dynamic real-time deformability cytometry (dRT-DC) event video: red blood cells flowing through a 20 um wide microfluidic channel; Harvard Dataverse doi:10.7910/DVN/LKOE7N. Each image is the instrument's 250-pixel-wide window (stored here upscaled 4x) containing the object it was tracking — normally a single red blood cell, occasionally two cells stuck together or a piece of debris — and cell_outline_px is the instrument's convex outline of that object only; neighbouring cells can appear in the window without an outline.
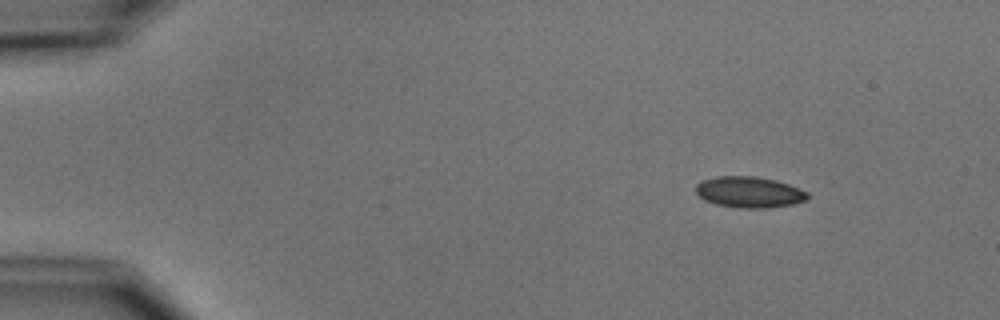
{"species": "common noctule bat (a hibernating species)", "species_latin": "Nyctalus noctula", "temperature_condition": "cold", "stored_images_in_passage": 3, "camera_frame_rate_fps": 3000, "um_per_image_px": 0.085, "animal": {"sex": "male", "body_mass_g": 15.6}, "frame": {"image": 1, "passage_image": 1, "time_ms": 0.0, "image_size_px": [1000, 320], "cell_outline_px": [[808, 200], [792, 204], [768, 208], [740, 208], [716, 204], [704, 200], [696, 192], [696, 184], [704, 180], [716, 176], [756, 176], [776, 180], [788, 184], [808, 192]], "centroid_in_image_um": [63.69, 16.33], "position_along_channel_um": 21.3, "area_um2": 20.23}}
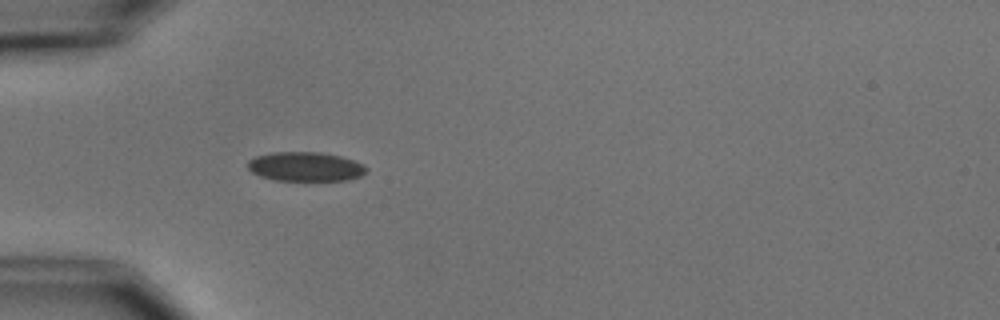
{"frame": {"image": 2, "passage_image": 3, "time_ms": 3.333, "image_size_px": [1000, 320], "cell_outline_px": [[368, 168], [360, 176], [348, 180], [272, 180], [260, 176], [252, 172], [248, 168], [248, 160], [256, 156], [272, 152], [324, 152], [340, 156], [364, 164]], "centroid_in_image_um": [25.95, 14.15], "position_along_channel_um": 59.1, "area_um2": 20.23}}